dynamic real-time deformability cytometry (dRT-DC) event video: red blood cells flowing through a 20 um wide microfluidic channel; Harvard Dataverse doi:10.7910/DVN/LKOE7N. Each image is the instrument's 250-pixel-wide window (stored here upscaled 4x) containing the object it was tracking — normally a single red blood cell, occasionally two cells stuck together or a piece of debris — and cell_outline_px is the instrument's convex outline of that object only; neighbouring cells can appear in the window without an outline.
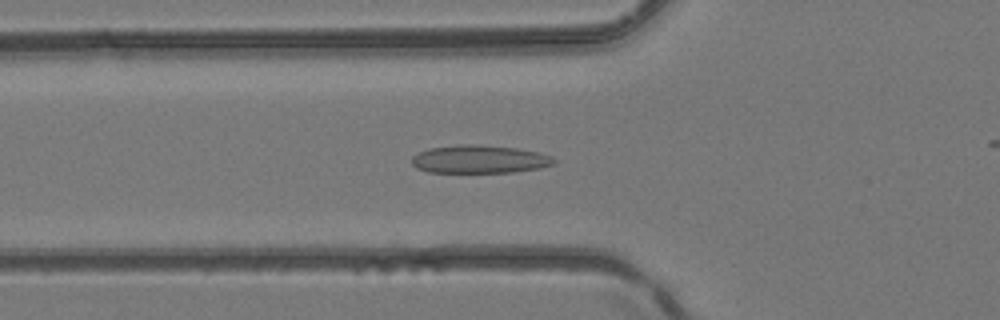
{"species": "common noctule bat (a hibernating species)", "species_latin": "Nyctalus noctula", "temperature_condition": "room temperature", "stored_images_in_passage": 37, "camera_frame_rate_fps": 3000, "um_per_image_px": 0.085, "animal": {"sex": "female", "body_mass_g": 24.6, "forearm_length_mm": 56.2}, "frame": {"image": 1, "passage_image": 15, "time_ms": 4.667, "image_size_px": [1000, 320], "cell_outline_px": [[556, 160], [552, 164], [540, 168], [512, 172], [428, 172], [416, 168], [412, 164], [412, 156], [420, 152], [432, 148], [460, 144], [476, 144], [516, 148], [536, 152], [552, 156]], "centroid_in_image_um": [40.74, 13.53], "position_along_channel_um": 85.1, "area_um2": 23.06}}
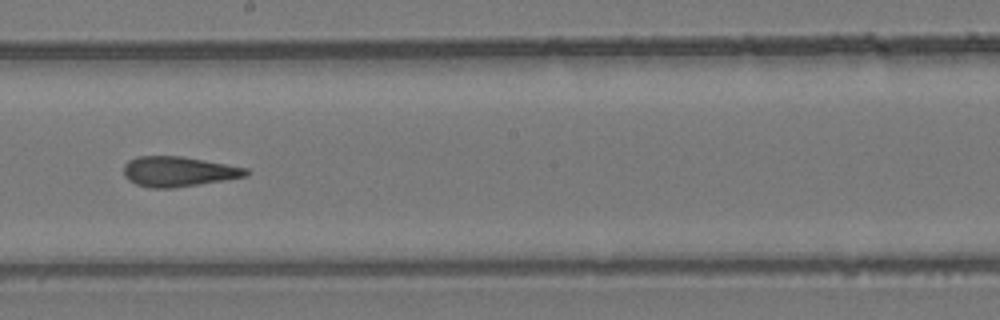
{"frame": {"image": 2, "passage_image": 24, "time_ms": 7.667, "image_size_px": [1000, 320], "cell_outline_px": [[248, 176], [172, 188], [152, 188], [136, 184], [128, 180], [124, 176], [124, 164], [128, 160], [136, 156], [184, 156], [248, 168]], "centroid_in_image_um": [15.14, 14.57], "position_along_channel_um": 233.1, "area_um2": 21.44}}
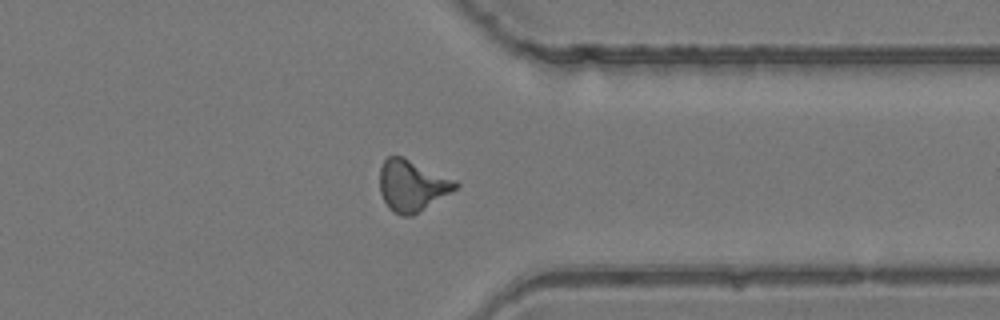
{"frame": {"image": 3, "passage_image": 33, "time_ms": 10.667, "image_size_px": [1000, 320], "cell_outline_px": [[460, 184], [452, 192], [412, 216], [400, 216], [392, 212], [388, 208], [380, 192], [380, 168], [384, 160], [388, 156], [400, 156], [456, 180]], "centroid_in_image_um": [35.01, 15.8], "position_along_channel_um": 376.4, "area_um2": 22.48}}